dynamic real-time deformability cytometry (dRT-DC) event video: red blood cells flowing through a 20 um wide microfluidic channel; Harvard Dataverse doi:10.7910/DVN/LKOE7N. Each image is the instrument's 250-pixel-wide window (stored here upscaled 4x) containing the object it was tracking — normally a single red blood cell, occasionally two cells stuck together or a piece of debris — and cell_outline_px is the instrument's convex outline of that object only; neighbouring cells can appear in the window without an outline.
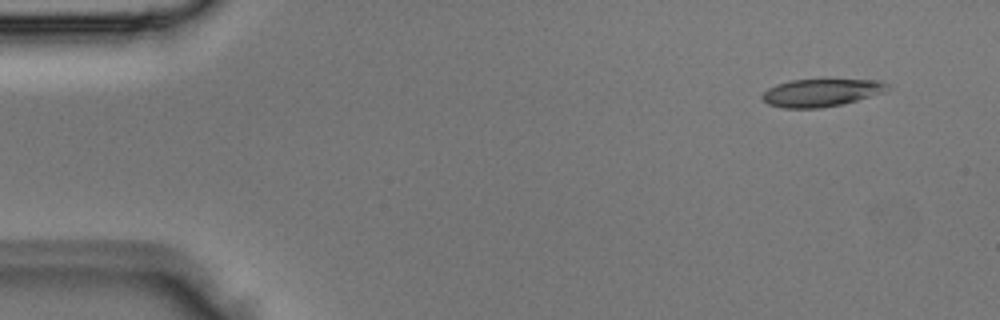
{"species": "Egyptian fruit bat (a non-hibernating species)", "species_latin": "Rousettus aegyptiacus", "temperature_condition": "room temperature", "stored_images_in_passage": 3, "camera_frame_rate_fps": 3000, "um_per_image_px": 0.085, "animal": {"sex": "male"}, "frame": {"image": 1, "passage_image": 1, "time_ms": 0.0, "image_size_px": [1000, 320], "cell_outline_px": [[888, 84], [884, 92], [844, 104], [820, 108], [784, 108], [768, 104], [760, 96], [768, 88], [776, 84], [792, 80], [880, 80]], "centroid_in_image_um": [69.77, 7.88], "position_along_channel_um": 15.2, "area_um2": 20.0}}
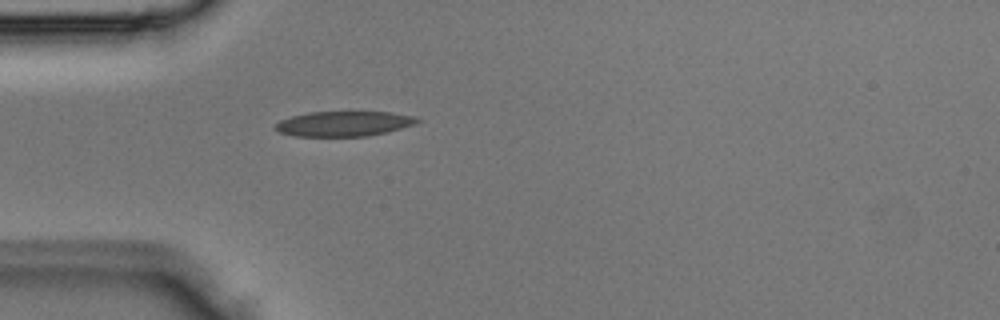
{"frame": {"image": 2, "passage_image": 3, "time_ms": 0.667, "image_size_px": [1000, 320], "cell_outline_px": [[420, 120], [416, 124], [388, 132], [368, 136], [292, 136], [280, 132], [276, 128], [276, 124], [280, 120], [292, 116], [308, 112], [388, 112], [412, 116]], "centroid_in_image_um": [29.23, 10.52], "position_along_channel_um": 55.8, "area_um2": 20.58}}